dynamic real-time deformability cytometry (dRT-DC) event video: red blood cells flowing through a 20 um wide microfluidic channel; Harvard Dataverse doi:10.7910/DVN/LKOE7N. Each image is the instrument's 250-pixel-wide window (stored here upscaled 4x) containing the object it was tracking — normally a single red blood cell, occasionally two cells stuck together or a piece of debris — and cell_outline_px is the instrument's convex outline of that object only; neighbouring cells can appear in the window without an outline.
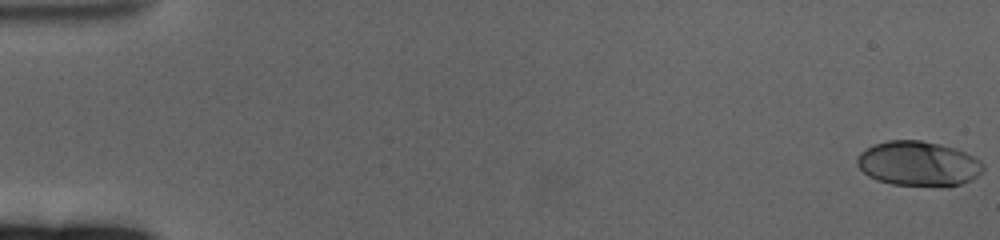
{"species": "human", "species_latin": "Homo sapiens", "temperature_condition": "cold", "stored_images_in_passage": 62, "camera_frame_rate_fps": 3000, "um_per_image_px": 0.085, "donor": {"sex": "female"}, "frame": {"image": 1, "passage_image": 1, "time_ms": 0.0, "image_size_px": [1000, 240], "cell_outline_px": [[984, 168], [972, 180], [948, 188], [892, 184], [876, 180], [868, 176], [856, 164], [856, 160], [860, 152], [876, 144], [888, 140], [920, 140], [940, 144], [964, 152], [980, 160], [984, 164]], "centroid_in_image_um": [78.07, 13.94], "position_along_channel_um": 6.9, "area_um2": 33.12}}
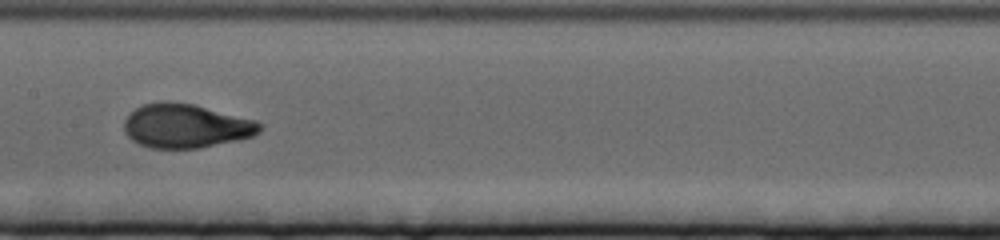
{"frame": {"image": 2, "passage_image": 33, "time_ms": 10.667, "image_size_px": [1000, 240], "cell_outline_px": [[264, 128], [260, 132], [252, 136], [236, 140], [200, 148], [152, 148], [140, 144], [132, 140], [124, 132], [124, 120], [136, 108], [144, 104], [160, 100], [168, 100], [192, 104], [256, 120], [264, 124]], "centroid_in_image_um": [15.81, 10.69], "position_along_channel_um": 191.6, "area_um2": 34.85}}
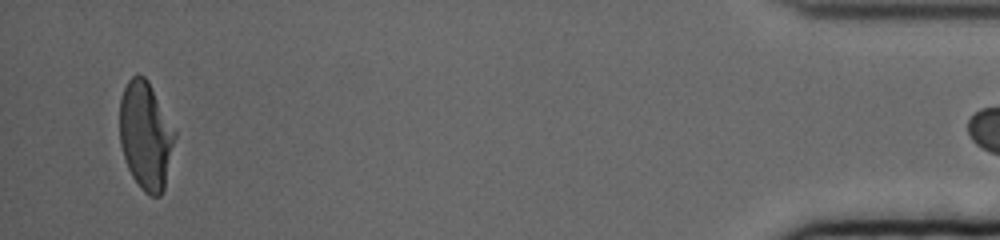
{"frame": {"image": 3, "passage_image": 61, "time_ms": 20.0, "image_size_px": [1000, 240], "cell_outline_px": [[176, 136], [164, 188], [160, 196], [148, 196], [140, 188], [132, 176], [128, 168], [120, 144], [120, 96], [128, 80], [136, 72], [140, 72], [148, 80], [176, 132]], "centroid_in_image_um": [12.37, 11.5], "position_along_channel_um": 422.8, "area_um2": 34.8}}